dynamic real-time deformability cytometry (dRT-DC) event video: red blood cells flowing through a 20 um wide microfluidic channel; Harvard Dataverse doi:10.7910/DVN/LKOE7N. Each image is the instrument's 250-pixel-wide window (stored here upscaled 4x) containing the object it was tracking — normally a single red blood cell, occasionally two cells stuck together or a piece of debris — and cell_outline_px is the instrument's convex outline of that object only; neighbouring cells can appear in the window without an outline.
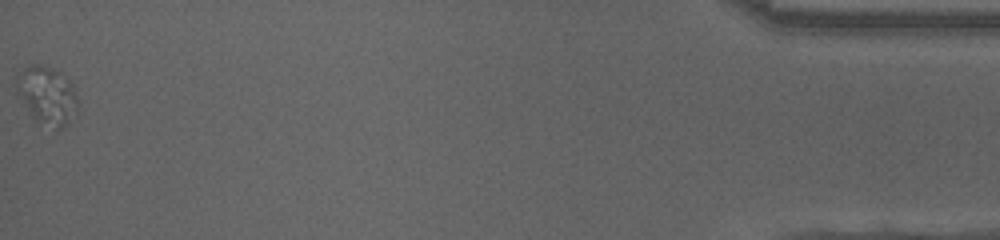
{"species": "human", "species_latin": "Homo sapiens", "temperature_condition": "cold", "stored_images_in_passage": 53, "camera_frame_rate_fps": 3000, "um_per_image_px": 0.085, "donor": {"sex": "female"}, "frame": {"image": 1, "passage_image": 53, "time_ms": 17.333, "image_size_px": [1000, 240], "cell_outline_px": [[76, 112], [68, 124], [60, 128], [56, 128], [36, 120], [32, 116], [16, 80], [16, 72], [32, 64], [40, 64], [52, 68], [60, 72], [72, 84], [76, 96]], "centroid_in_image_um": [4.04, 8.06], "position_along_channel_um": 431.2, "area_um2": 19.77}}